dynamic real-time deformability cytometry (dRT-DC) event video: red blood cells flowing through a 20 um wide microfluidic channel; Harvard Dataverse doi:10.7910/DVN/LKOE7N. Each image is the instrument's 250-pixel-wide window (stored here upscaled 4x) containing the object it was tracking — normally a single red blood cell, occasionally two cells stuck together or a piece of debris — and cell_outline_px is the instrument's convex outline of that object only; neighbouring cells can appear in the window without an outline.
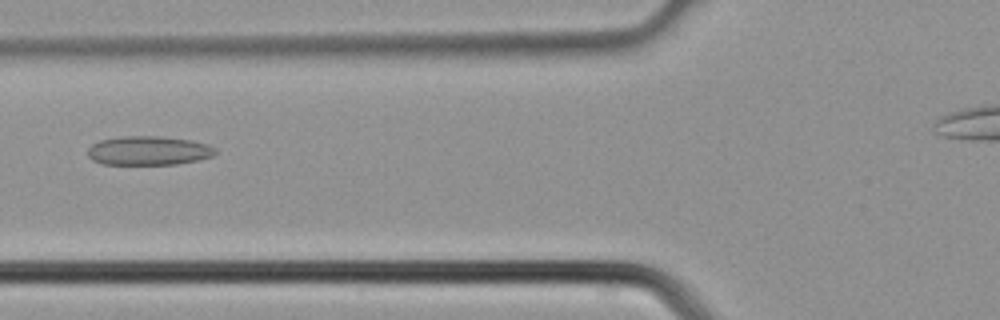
{"species": "common noctule bat (a hibernating species)", "species_latin": "Nyctalus noctula", "temperature_condition": "cold", "stored_images_in_passage": 5, "camera_frame_rate_fps": 3000, "um_per_image_px": 0.085, "animal": {"sex": "male", "body_mass_g": 21.5, "forearm_length_mm": 52.0}, "frame": {"image": 1, "passage_image": 5, "time_ms": 1.333, "image_size_px": [1000, 320], "cell_outline_px": [[216, 152], [212, 156], [196, 160], [176, 164], [104, 164], [92, 160], [88, 156], [88, 148], [92, 144], [100, 140], [124, 136], [160, 136], [192, 140], [208, 144], [216, 148]], "centroid_in_image_um": [12.63, 12.8], "position_along_channel_um": 113.2, "area_um2": 21.56}}